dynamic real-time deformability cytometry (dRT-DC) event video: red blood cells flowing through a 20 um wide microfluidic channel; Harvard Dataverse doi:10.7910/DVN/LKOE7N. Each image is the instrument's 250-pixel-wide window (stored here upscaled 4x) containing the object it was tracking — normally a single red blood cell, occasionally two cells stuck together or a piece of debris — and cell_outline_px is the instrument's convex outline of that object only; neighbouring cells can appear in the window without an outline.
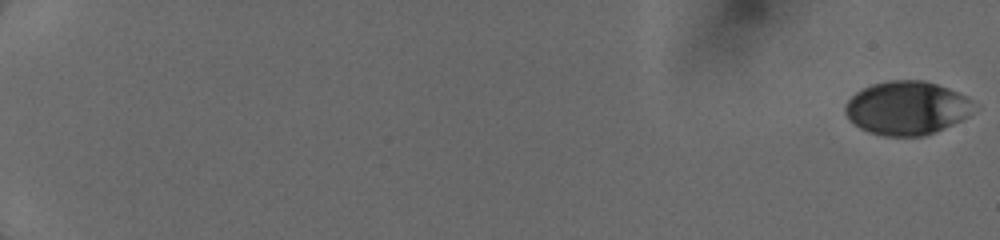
{"species": "human", "species_latin": "Homo sapiens", "temperature_condition": "cold", "stored_images_in_passage": 33, "camera_frame_rate_fps": 3000, "um_per_image_px": 0.085, "donor": {"sex": "female"}, "frame": {"image": 1, "passage_image": 1, "time_ms": 0.0, "image_size_px": [1000, 240], "cell_outline_px": [[980, 108], [968, 116], [952, 124], [924, 136], [884, 136], [868, 132], [860, 128], [848, 120], [844, 112], [844, 104], [856, 92], [872, 84], [888, 80], [924, 80], [948, 88], [968, 96], [980, 104]], "centroid_in_image_um": [77.12, 9.17], "position_along_channel_um": 7.9, "area_um2": 40.81}}
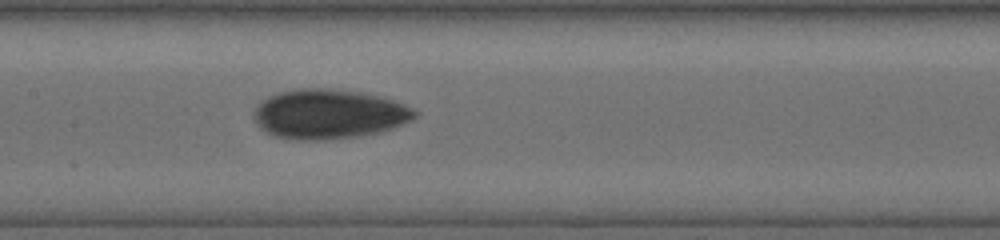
{"frame": {"image": 2, "passage_image": 21, "time_ms": 9.667, "image_size_px": [1000, 240], "cell_outline_px": [[420, 112], [412, 120], [380, 132], [360, 136], [324, 140], [300, 140], [276, 136], [260, 128], [252, 116], [252, 112], [256, 104], [268, 96], [280, 92], [300, 88], [328, 88], [360, 92], [380, 96], [404, 104]], "centroid_in_image_um": [27.93, 9.69], "position_along_channel_um": 179.5, "area_um2": 46.64}}
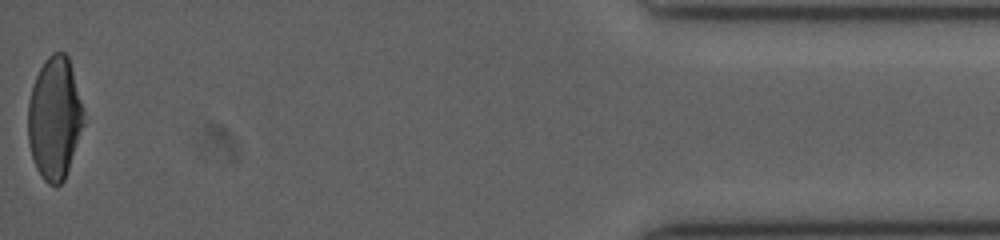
{"frame": {"image": 3, "passage_image": 33, "time_ms": 17.333, "image_size_px": [1000, 240], "cell_outline_px": [[88, 120], [64, 180], [56, 188], [48, 184], [44, 180], [32, 156], [28, 140], [28, 104], [32, 88], [36, 76], [44, 60], [52, 52], [64, 52], [68, 56]], "centroid_in_image_um": [4.7, 10.05], "position_along_channel_um": 430.5, "area_um2": 40.4}}